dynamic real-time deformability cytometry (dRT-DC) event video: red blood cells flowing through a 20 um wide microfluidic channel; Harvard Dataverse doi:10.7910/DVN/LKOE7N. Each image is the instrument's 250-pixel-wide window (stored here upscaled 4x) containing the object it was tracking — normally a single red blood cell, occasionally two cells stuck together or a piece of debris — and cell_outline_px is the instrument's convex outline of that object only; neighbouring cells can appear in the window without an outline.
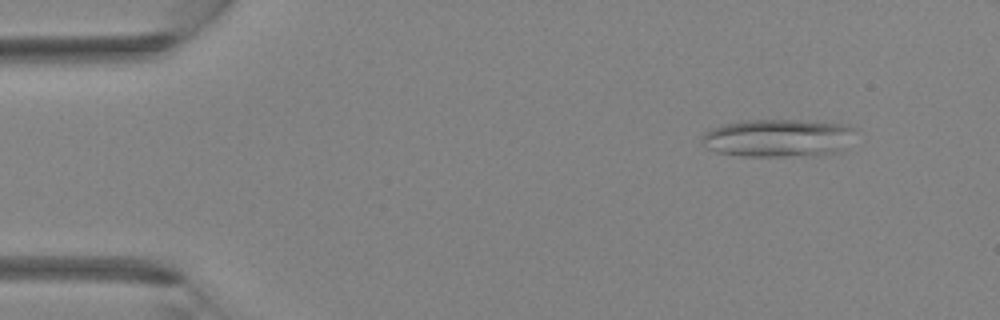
{"species": "Egyptian fruit bat (a non-hibernating species)", "species_latin": "Rousettus aegyptiacus", "temperature_condition": "room temperature", "stored_images_in_passage": 40, "camera_frame_rate_fps": 3000, "um_per_image_px": 0.085, "animal": {"sex": "female"}, "frame": {"image": 1, "passage_image": 4, "time_ms": 1.0, "image_size_px": [1000, 320], "cell_outline_px": [[856, 128], [844, 152], [820, 156], [740, 156], [716, 152], [708, 148], [700, 140], [700, 136], [704, 132], [712, 128], [724, 124], [740, 120], [800, 120], [848, 124]], "centroid_in_image_um": [66.18, 11.74], "position_along_channel_um": 18.8, "area_um2": 34.68}}
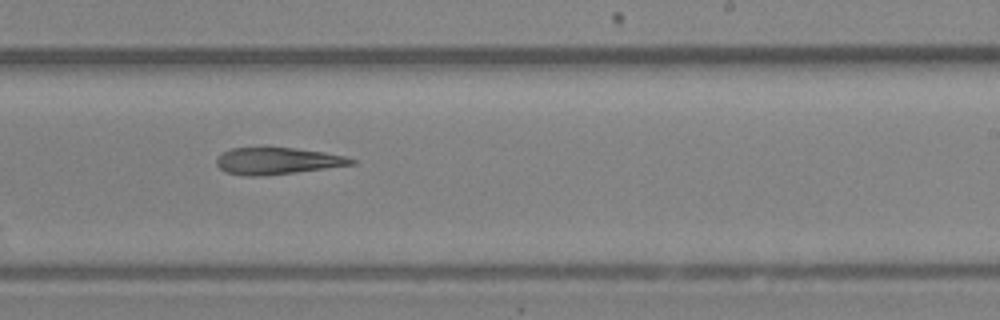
{"frame": {"image": 2, "passage_image": 24, "time_ms": 7.667, "image_size_px": [1000, 320], "cell_outline_px": [[356, 164], [296, 172], [264, 176], [248, 176], [228, 172], [220, 168], [216, 164], [216, 160], [224, 152], [232, 148], [296, 148], [324, 152], [344, 156], [356, 160]], "centroid_in_image_um": [23.61, 13.68], "position_along_channel_um": 265.4, "area_um2": 20.75}}
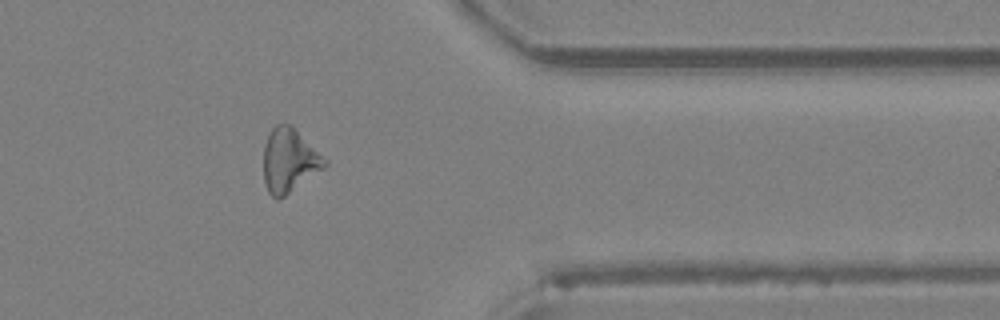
{"frame": {"image": 3, "passage_image": 32, "time_ms": 10.333, "image_size_px": [1000, 320], "cell_outline_px": [[328, 164], [324, 168], [280, 200], [276, 200], [268, 192], [264, 180], [264, 144], [272, 128], [276, 124], [288, 124], [328, 160]], "centroid_in_image_um": [24.57, 13.69], "position_along_channel_um": 386.8, "area_um2": 22.48}}